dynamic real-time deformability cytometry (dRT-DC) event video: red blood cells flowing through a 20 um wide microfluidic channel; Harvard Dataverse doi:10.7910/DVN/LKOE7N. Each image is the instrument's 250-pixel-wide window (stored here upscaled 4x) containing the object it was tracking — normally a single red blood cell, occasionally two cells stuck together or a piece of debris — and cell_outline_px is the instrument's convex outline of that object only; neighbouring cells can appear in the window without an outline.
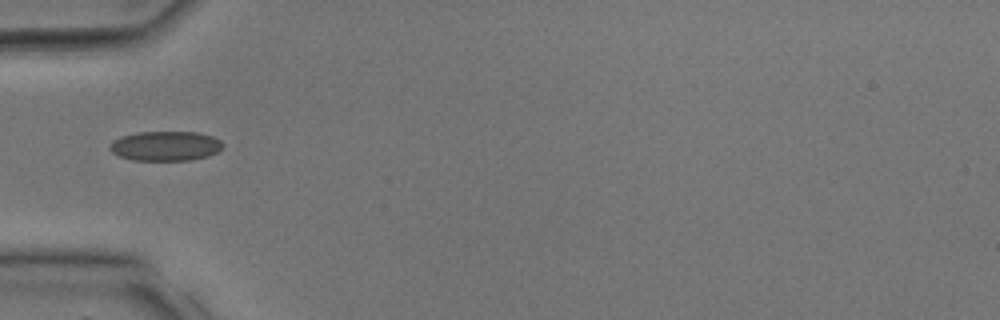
{"species": "common noctule bat (a hibernating species)", "species_latin": "Nyctalus noctula", "temperature_condition": "room temperature", "stored_images_in_passage": 23, "camera_frame_rate_fps": 3000, "um_per_image_px": 0.085, "animal": {"sex": "male", "body_mass_g": 17.9, "forearm_length_mm": 54.2}, "frame": {"image": 1, "passage_image": 1, "time_ms": 0.0, "image_size_px": [1000, 320], "cell_outline_px": [[224, 144], [216, 152], [208, 156], [188, 160], [132, 160], [120, 156], [112, 152], [108, 148], [120, 136], [136, 132], [196, 132], [212, 136], [220, 140]], "centroid_in_image_um": [14.06, 12.4], "position_along_channel_um": 70.9, "area_um2": 19.36}}
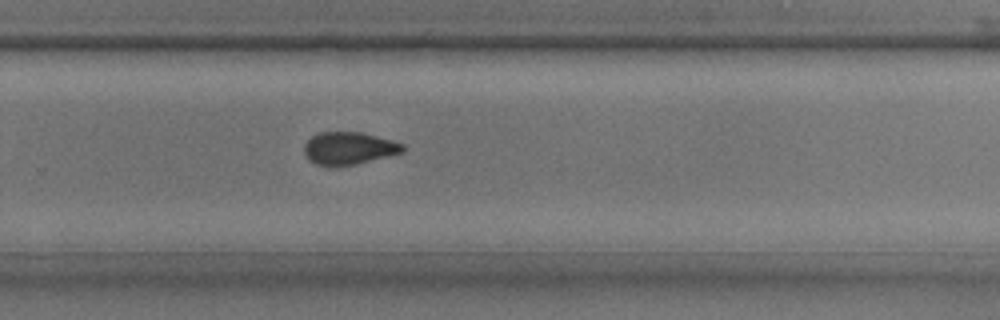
{"frame": {"image": 2, "passage_image": 12, "time_ms": 3.667, "image_size_px": [1000, 320], "cell_outline_px": [[404, 152], [356, 164], [328, 168], [316, 164], [308, 160], [304, 152], [304, 144], [312, 136], [320, 132], [360, 132], [392, 140], [404, 144]], "centroid_in_image_um": [29.62, 12.62], "position_along_channel_um": 300.2, "area_um2": 18.9}}
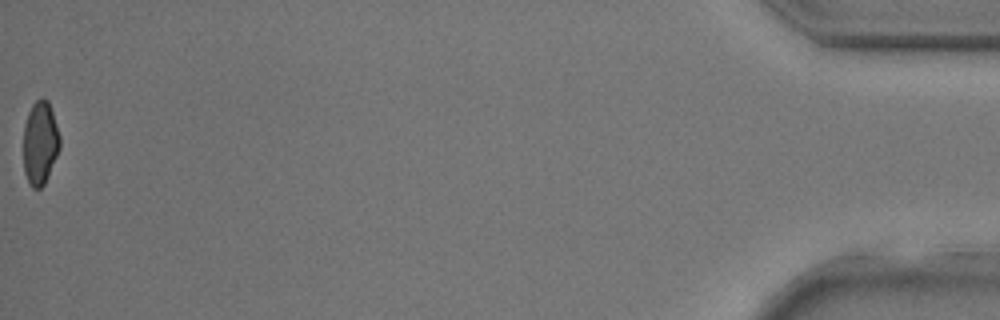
{"frame": {"image": 3, "passage_image": 23, "time_ms": 7.333, "image_size_px": [1000, 320], "cell_outline_px": [[60, 148], [44, 184], [40, 188], [32, 188], [28, 184], [24, 172], [24, 124], [28, 112], [32, 104], [40, 96], [44, 96], [48, 100], [60, 136]], "centroid_in_image_um": [3.4, 12.12], "position_along_channel_um": 431.8, "area_um2": 17.8}}